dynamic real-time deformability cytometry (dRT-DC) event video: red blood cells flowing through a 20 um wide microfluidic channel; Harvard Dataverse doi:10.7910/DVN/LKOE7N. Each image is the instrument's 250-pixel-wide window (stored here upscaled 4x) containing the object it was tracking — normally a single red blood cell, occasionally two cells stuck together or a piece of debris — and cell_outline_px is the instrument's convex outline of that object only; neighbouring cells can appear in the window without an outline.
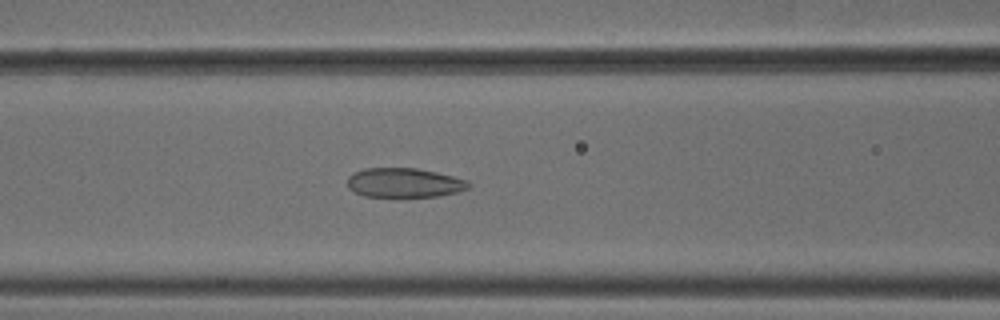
{"species": "common noctule bat (a hibernating species)", "species_latin": "Nyctalus noctula", "temperature_condition": "cold", "stored_images_in_passage": 54, "camera_frame_rate_fps": 3000, "um_per_image_px": 0.085, "animal": {"sex": "male", "body_mass_g": 18.8}, "frame": {"image": 1, "passage_image": 23, "time_ms": 7.333, "image_size_px": [1000, 320], "cell_outline_px": [[472, 184], [468, 188], [456, 192], [440, 196], [364, 196], [348, 188], [348, 176], [352, 172], [364, 168], [416, 168], [436, 172], [468, 180]], "centroid_in_image_um": [34.35, 15.52], "position_along_channel_um": 132.2, "area_um2": 20.69}}
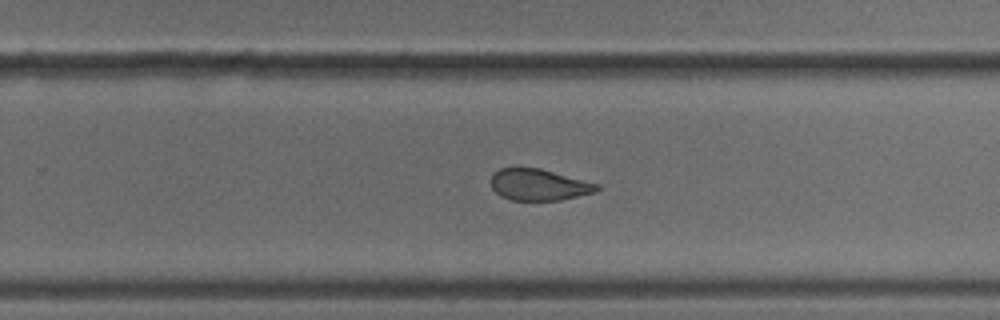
{"frame": {"image": 2, "passage_image": 35, "time_ms": 11.333, "image_size_px": [1000, 320], "cell_outline_px": [[600, 188], [596, 192], [560, 200], [512, 200], [500, 196], [492, 188], [492, 172], [500, 168], [540, 168], [600, 184]], "centroid_in_image_um": [45.82, 15.7], "position_along_channel_um": 284.0, "area_um2": 19.42}}
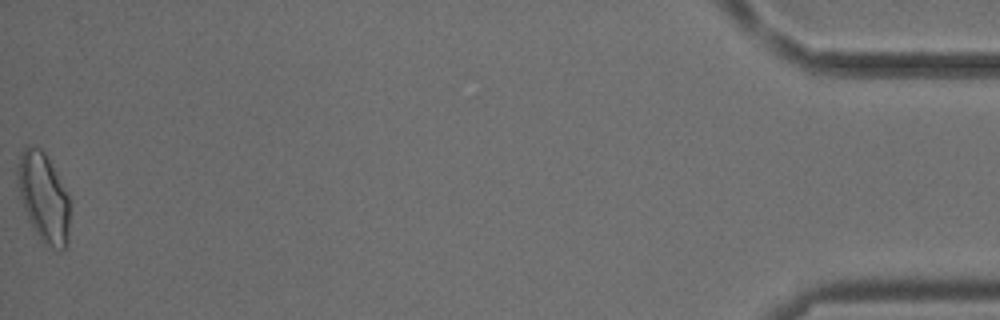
{"frame": {"image": 3, "passage_image": 54, "time_ms": 17.667, "image_size_px": [1000, 320], "cell_outline_px": [[68, 244], [60, 252], [44, 244], [40, 240], [28, 220], [20, 196], [16, 172], [16, 168], [20, 152], [24, 144], [32, 144], [40, 148], [44, 152], [68, 196]], "centroid_in_image_um": [3.66, 16.77], "position_along_channel_um": 431.5, "area_um2": 27.11}, "authors_computed_cell_mechanics": {"area_um2": 22.4264, "velocity_mm_per_s": 3.8013, "shape_relaxation_time_tau1_ms": null, "shape_relaxation_time_tau2_ms": 2.1603, "deformation_change_tau1": null, "deformation_change_tau2": 0.0892}}